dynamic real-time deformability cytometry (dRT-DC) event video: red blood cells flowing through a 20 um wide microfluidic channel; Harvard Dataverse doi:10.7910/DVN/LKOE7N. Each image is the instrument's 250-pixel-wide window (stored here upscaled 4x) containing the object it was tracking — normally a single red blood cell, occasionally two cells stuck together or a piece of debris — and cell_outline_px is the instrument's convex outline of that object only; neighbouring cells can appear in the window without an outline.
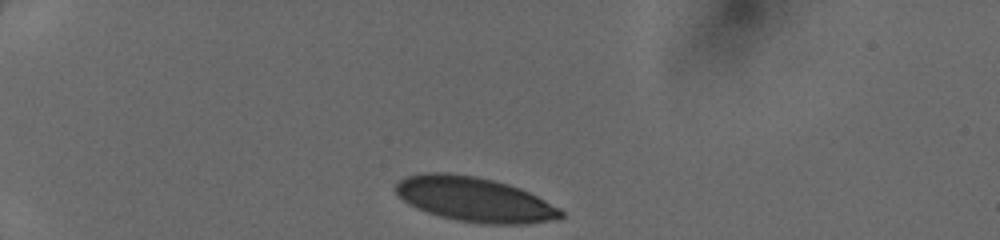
{"species": "human", "species_latin": "Homo sapiens", "temperature_condition": "cold", "stored_images_in_passage": 31, "camera_frame_rate_fps": 3000, "um_per_image_px": 0.085, "donor": {"sex": "female"}, "frame": {"image": 1, "passage_image": 1, "time_ms": 0.0, "image_size_px": [1000, 240], "cell_outline_px": [[564, 216], [548, 220], [528, 224], [484, 224], [456, 220], [440, 216], [416, 208], [408, 204], [392, 188], [404, 176], [424, 172], [444, 172], [476, 176], [508, 184], [520, 188], [560, 208], [564, 212]], "centroid_in_image_um": [40.29, 16.94], "position_along_channel_um": 44.7, "area_um2": 42.89}}
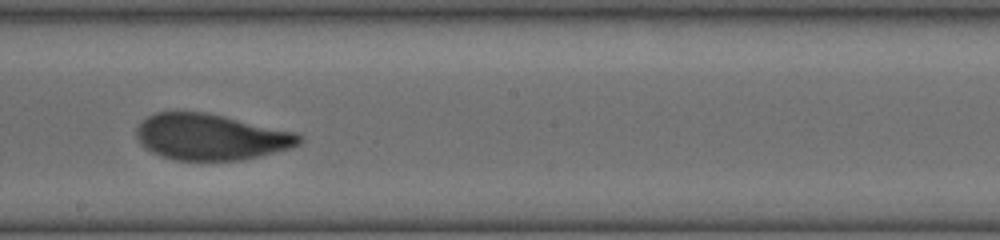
{"frame": {"image": 2, "passage_image": 18, "time_ms": 5.667, "image_size_px": [1000, 240], "cell_outline_px": [[304, 140], [300, 144], [292, 148], [240, 160], [176, 160], [160, 156], [144, 148], [140, 144], [136, 136], [136, 128], [148, 116], [156, 112], [208, 112], [296, 132], [304, 136]], "centroid_in_image_um": [17.94, 11.64], "position_along_channel_um": 230.3, "area_um2": 43.93}}
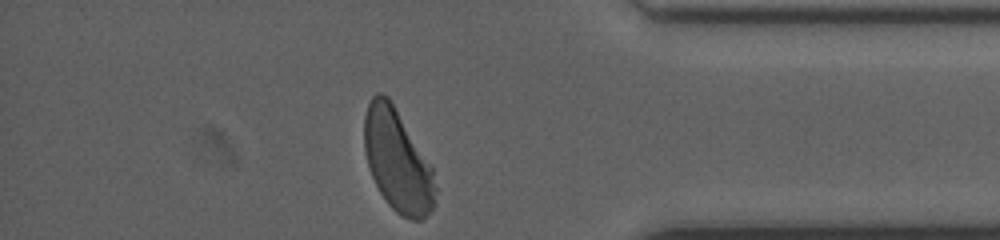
{"frame": {"image": 3, "passage_image": 31, "time_ms": 10.0, "image_size_px": [1000, 240], "cell_outline_px": [[436, 204], [420, 220], [412, 220], [396, 212], [388, 204], [380, 192], [372, 176], [364, 152], [364, 116], [368, 104], [372, 96], [376, 92], [380, 92], [388, 96], [432, 168], [436, 188]], "centroid_in_image_um": [33.77, 13.66], "position_along_channel_um": 401.4, "area_um2": 41.79}}